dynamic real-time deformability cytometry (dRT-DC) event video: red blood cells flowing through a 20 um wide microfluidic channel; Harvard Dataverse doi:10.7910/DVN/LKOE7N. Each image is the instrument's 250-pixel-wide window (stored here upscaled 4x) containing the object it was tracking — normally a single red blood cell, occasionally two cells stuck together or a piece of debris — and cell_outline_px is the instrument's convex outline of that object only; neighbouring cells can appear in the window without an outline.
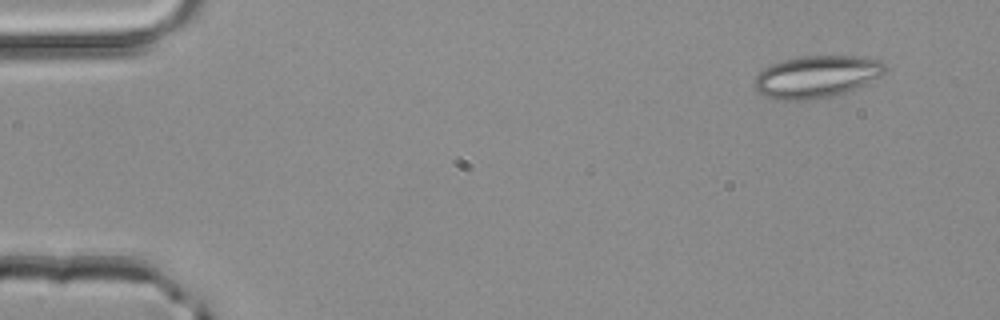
{"species": "common noctule bat (a hibernating species)", "species_latin": "Nyctalus noctula", "temperature_condition": "room temperature", "stored_images_in_passage": 3, "camera_frame_rate_fps": 3000, "um_per_image_px": 0.085, "animal": {"sex": "male", "body_mass_g": 20.4}, "frame": {"image": 1, "passage_image": 1, "time_ms": 0.0, "image_size_px": [1000, 320], "cell_outline_px": [[888, 68], [872, 84], [848, 92], [832, 96], [808, 100], [772, 100], [756, 92], [752, 84], [752, 80], [764, 68], [772, 64], [784, 60], [800, 56], [864, 56], [880, 60]], "centroid_in_image_um": [69.43, 6.53], "position_along_channel_um": 15.6, "area_um2": 32.95}}